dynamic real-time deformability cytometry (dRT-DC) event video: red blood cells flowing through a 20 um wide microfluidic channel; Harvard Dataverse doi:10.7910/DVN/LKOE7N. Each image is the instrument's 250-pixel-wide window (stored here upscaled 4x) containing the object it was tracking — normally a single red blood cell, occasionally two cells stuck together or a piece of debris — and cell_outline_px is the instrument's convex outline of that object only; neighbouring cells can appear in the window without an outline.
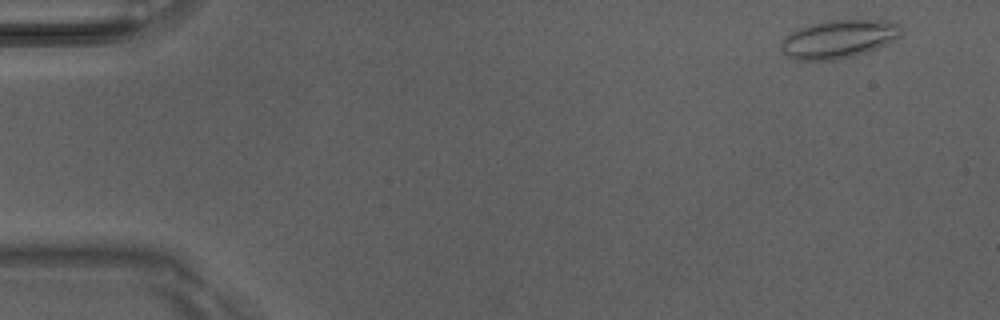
{"species": "Egyptian fruit bat (a non-hibernating species)", "species_latin": "Rousettus aegyptiacus", "temperature_condition": "room temperature", "stored_images_in_passage": 2, "camera_frame_rate_fps": 3000, "um_per_image_px": 0.085, "animal": {"sex": "male"}, "frame": {"image": 1, "passage_image": 2, "time_ms": 0.333, "image_size_px": [1000, 320], "cell_outline_px": [[900, 36], [868, 52], [836, 60], [792, 60], [780, 48], [780, 44], [792, 32], [808, 24], [828, 20], [896, 20], [900, 24]], "centroid_in_image_um": [71.3, 3.31], "position_along_channel_um": 13.7, "area_um2": 26.7}}